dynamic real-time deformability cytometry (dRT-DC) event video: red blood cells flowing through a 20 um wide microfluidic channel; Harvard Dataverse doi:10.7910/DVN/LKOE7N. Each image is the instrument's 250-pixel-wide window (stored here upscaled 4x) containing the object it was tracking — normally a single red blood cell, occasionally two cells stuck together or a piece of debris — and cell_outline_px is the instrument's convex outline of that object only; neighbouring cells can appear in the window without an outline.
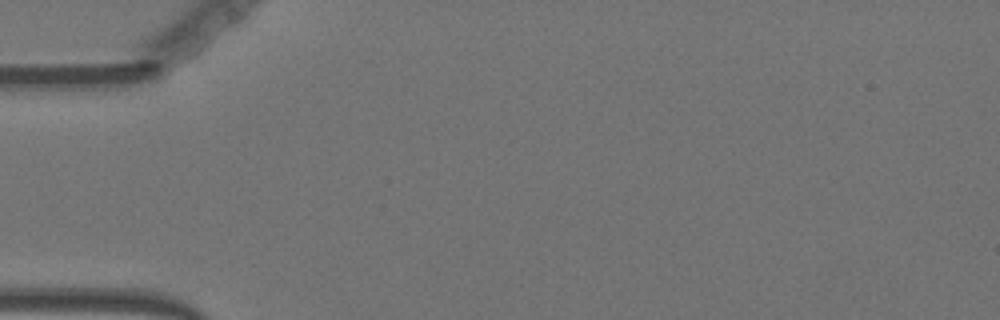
{"species": "Egyptian fruit bat (a non-hibernating species)", "species_latin": "Rousettus aegyptiacus", "temperature_condition": "warm", "stored_images_in_passage": 3, "camera_frame_rate_fps": 3000, "um_per_image_px": 0.085, "animal": {"sex": "female"}, "frame": {"image": 1, "passage_image": 1, "time_ms": 0.0, "image_size_px": [1000, 320], "cell_outline_px": [[252, 28], [248, 40], [228, 64], [208, 84], [188, 88], [188, 84], [196, 72], [236, 16]], "centroid_in_image_um": [18.89, 4.49], "position_along_channel_um": 66.1, "area_um2": 11.85}}